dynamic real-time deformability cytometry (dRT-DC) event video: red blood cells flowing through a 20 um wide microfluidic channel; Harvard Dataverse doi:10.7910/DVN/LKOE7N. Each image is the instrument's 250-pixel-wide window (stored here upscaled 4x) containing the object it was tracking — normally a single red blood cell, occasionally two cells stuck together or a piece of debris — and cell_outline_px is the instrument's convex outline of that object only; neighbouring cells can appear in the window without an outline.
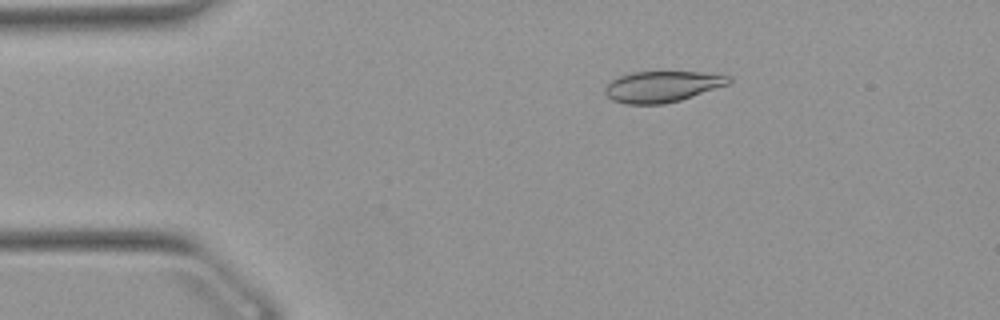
{"species": "Egyptian fruit bat (a non-hibernating species)", "species_latin": "Rousettus aegyptiacus", "temperature_condition": "warm", "stored_images_in_passage": 52, "camera_frame_rate_fps": 3000, "um_per_image_px": 0.085, "animal": {"sex": "female"}, "frame": {"image": 1, "passage_image": 9, "time_ms": 2.667, "image_size_px": [1000, 320], "cell_outline_px": [[732, 80], [728, 84], [680, 100], [664, 104], [624, 104], [612, 100], [604, 92], [604, 88], [612, 80], [620, 76], [632, 72], [700, 72], [732, 76]], "centroid_in_image_um": [56.27, 7.36], "position_along_channel_um": 28.7, "area_um2": 22.25}}
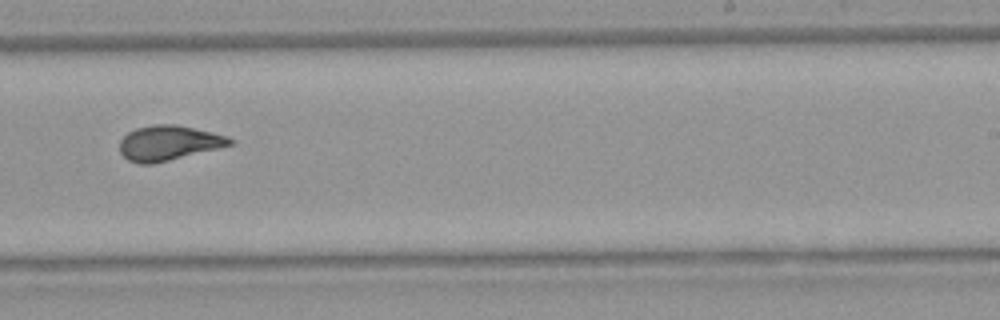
{"frame": {"image": 2, "passage_image": 32, "time_ms": 10.333, "image_size_px": [1000, 320], "cell_outline_px": [[236, 140], [232, 144], [152, 164], [140, 164], [128, 160], [120, 152], [120, 140], [128, 132], [136, 128], [156, 124], [176, 124], [212, 132], [228, 136]], "centroid_in_image_um": [14.32, 12.14], "position_along_channel_um": 274.7, "area_um2": 22.14}}
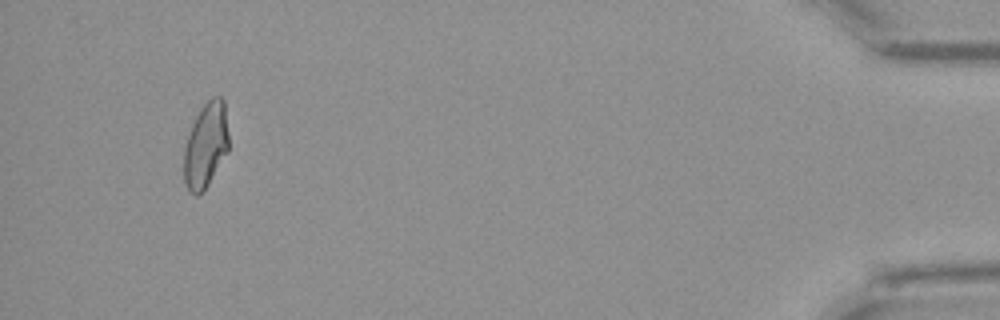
{"frame": {"image": 3, "passage_image": 49, "time_ms": 16.0, "image_size_px": [1000, 320], "cell_outline_px": [[228, 152], [208, 184], [196, 196], [188, 192], [184, 180], [184, 148], [192, 124], [200, 108], [212, 96], [220, 96], [224, 100], [228, 132]], "centroid_in_image_um": [17.49, 12.33], "position_along_channel_um": 417.7, "area_um2": 22.2}, "authors_computed_cell_mechanics": {"area_um2": 22.253, "velocity_mm_per_s": 3.8901, "shape_relaxation_time_tau1_ms": 9.3109, "shape_relaxation_time_tau2_ms": 1.361, "deformation_change_tau1": 0.2306, "deformation_change_tau2": 0.0683}}